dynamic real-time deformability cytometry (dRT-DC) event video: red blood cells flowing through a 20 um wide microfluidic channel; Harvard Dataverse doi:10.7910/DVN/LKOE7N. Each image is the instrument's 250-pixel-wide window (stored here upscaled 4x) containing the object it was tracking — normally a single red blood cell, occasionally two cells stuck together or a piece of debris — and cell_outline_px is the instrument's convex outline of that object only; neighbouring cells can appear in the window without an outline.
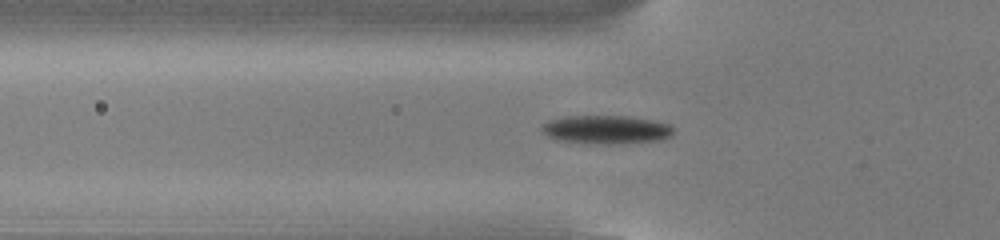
{"species": "common noctule bat (a hibernating species)", "species_latin": "Nyctalus noctula", "temperature_condition": "cold", "stored_images_in_passage": 55, "camera_frame_rate_fps": 3000, "um_per_image_px": 0.085, "animal": {"sex": "male", "body_mass_g": 13.0, "forearm_length_mm": 53.1}, "frame": {"image": 1, "passage_image": 19, "time_ms": 6.0, "image_size_px": [1000, 240], "cell_outline_px": [[672, 132], [668, 136], [660, 140], [608, 144], [600, 144], [556, 140], [540, 132], [540, 124], [548, 120], [568, 116], [628, 116], [652, 120], [668, 124], [672, 128]], "centroid_in_image_um": [51.42, 11.01], "position_along_channel_um": 74.4, "area_um2": 21.79}}
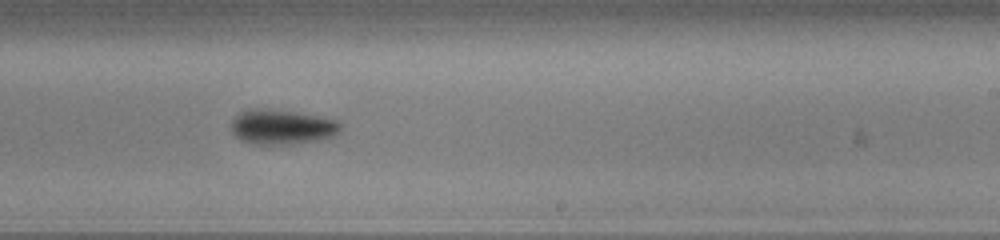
{"frame": {"image": 2, "passage_image": 34, "time_ms": 11.0, "image_size_px": [1000, 240], "cell_outline_px": [[340, 128], [332, 136], [316, 140], [292, 144], [256, 144], [240, 140], [232, 132], [232, 120], [240, 112], [252, 108], [260, 108], [292, 112], [316, 116], [336, 120], [340, 124]], "centroid_in_image_um": [23.9, 10.79], "position_along_channel_um": 265.1, "area_um2": 21.68}}
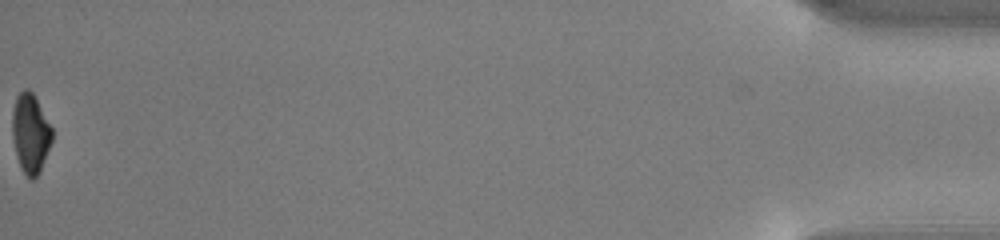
{"frame": {"image": 3, "passage_image": 55, "time_ms": 18.0, "image_size_px": [1000, 240], "cell_outline_px": [[52, 140], [40, 172], [32, 180], [20, 168], [16, 156], [12, 136], [12, 112], [16, 96], [24, 88], [28, 88], [32, 92], [52, 128]], "centroid_in_image_um": [2.57, 11.33], "position_along_channel_um": 432.6, "area_um2": 18.32}, "authors_computed_cell_mechanics": {"area_um2": 19.8832, "velocity_mm_per_s": 3.8099, "shape_relaxation_time_tau1_ms": 2.6781, "shape_relaxation_time_tau2_ms": null, "deformation_change_tau1": 0.1398, "deformation_change_tau2": null}}